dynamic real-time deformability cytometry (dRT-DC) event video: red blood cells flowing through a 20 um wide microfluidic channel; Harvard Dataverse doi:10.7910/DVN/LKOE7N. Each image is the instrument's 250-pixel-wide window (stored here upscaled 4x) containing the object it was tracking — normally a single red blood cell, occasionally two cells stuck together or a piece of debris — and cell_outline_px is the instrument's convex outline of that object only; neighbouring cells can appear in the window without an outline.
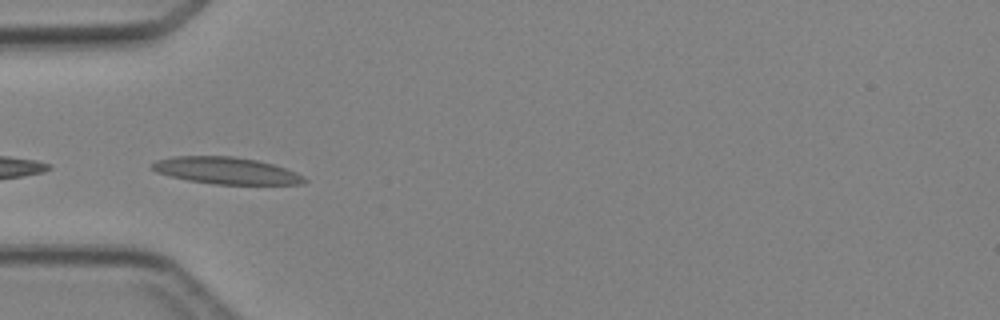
{"species": "Egyptian fruit bat (a non-hibernating species)", "species_latin": "Rousettus aegyptiacus", "temperature_condition": "cold", "stored_images_in_passage": 5, "camera_frame_rate_fps": 3000, "um_per_image_px": 0.085, "animal": {"sex": "female"}, "frame": {"image": 1, "passage_image": 4, "time_ms": 3.667, "image_size_px": [1000, 320], "cell_outline_px": [[308, 180], [300, 184], [216, 184], [188, 180], [156, 172], [152, 168], [152, 164], [156, 160], [172, 156], [232, 156], [256, 160], [272, 164], [296, 172], [304, 176]], "centroid_in_image_um": [19.22, 14.5], "position_along_channel_um": 65.8, "area_um2": 23.58}}
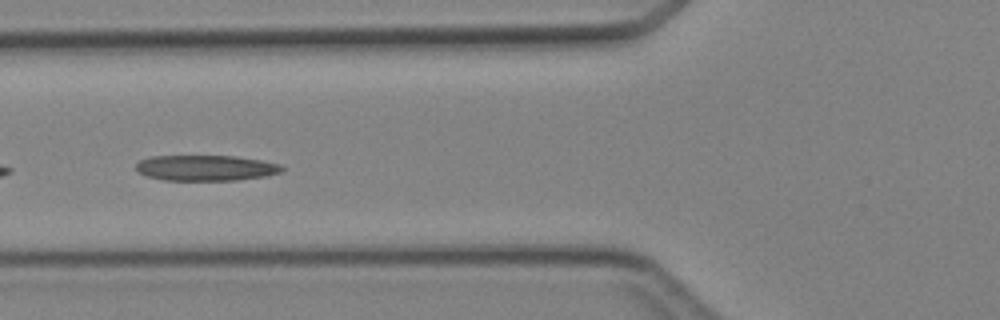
{"frame": {"image": 2, "passage_image": 5, "time_ms": 4.667, "image_size_px": [1000, 320], "cell_outline_px": [[284, 168], [280, 172], [268, 176], [236, 180], [164, 180], [148, 176], [140, 172], [136, 168], [136, 164], [140, 160], [152, 156], [232, 156], [260, 160], [280, 164]], "centroid_in_image_um": [17.51, 14.27], "position_along_channel_um": 108.3, "area_um2": 21.62}}